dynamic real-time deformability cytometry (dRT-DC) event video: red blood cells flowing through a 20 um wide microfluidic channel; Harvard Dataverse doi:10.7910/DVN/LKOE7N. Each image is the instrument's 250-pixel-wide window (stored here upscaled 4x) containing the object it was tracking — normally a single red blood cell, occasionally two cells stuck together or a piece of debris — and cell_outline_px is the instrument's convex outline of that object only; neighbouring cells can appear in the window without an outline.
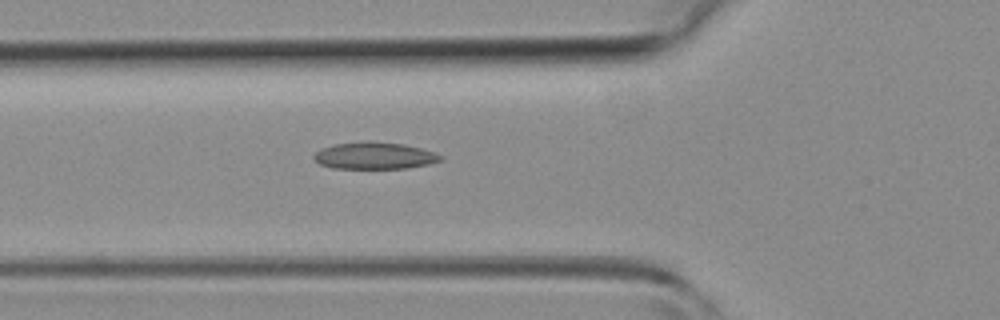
{"species": "common noctule bat (a hibernating species)", "species_latin": "Nyctalus noctula", "temperature_condition": "room temperature", "stored_images_in_passage": 44, "camera_frame_rate_fps": 3000, "um_per_image_px": 0.085, "animal": {"sex": "female", "body_mass_g": 19.3, "forearm_length_mm": 54.1}, "frame": {"image": 1, "passage_image": 15, "time_ms": 4.667, "image_size_px": [1000, 320], "cell_outline_px": [[444, 160], [428, 164], [408, 168], [332, 168], [320, 164], [312, 156], [316, 152], [324, 148], [336, 144], [368, 140], [404, 144], [420, 148], [444, 156]], "centroid_in_image_um": [31.86, 13.23], "position_along_channel_um": 93.9, "area_um2": 19.83}}
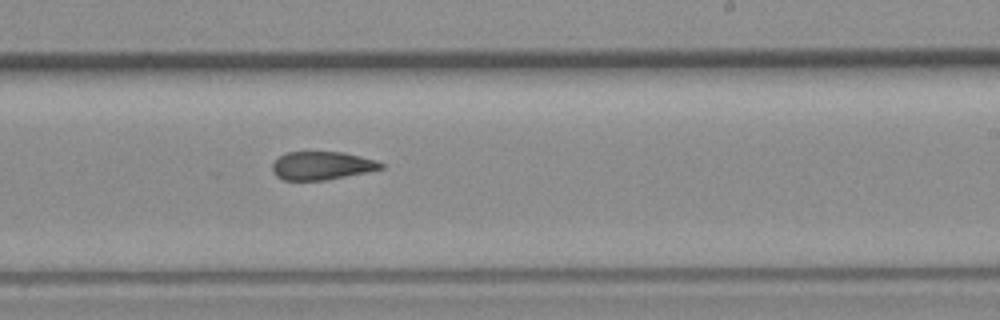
{"frame": {"image": 2, "passage_image": 26, "time_ms": 8.333, "image_size_px": [1000, 320], "cell_outline_px": [[384, 168], [368, 172], [324, 180], [284, 180], [276, 176], [272, 172], [272, 164], [284, 152], [344, 152], [376, 160], [384, 164]], "centroid_in_image_um": [27.35, 14.08], "position_along_channel_um": 261.6, "area_um2": 17.92}}
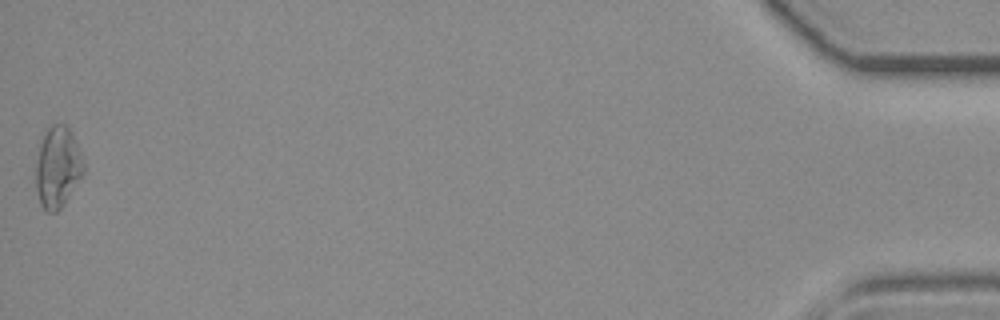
{"frame": {"image": 3, "passage_image": 44, "time_ms": 14.333, "image_size_px": [1000, 320], "cell_outline_px": [[84, 172], [64, 204], [56, 212], [44, 212], [40, 204], [36, 188], [36, 164], [40, 144], [48, 128], [52, 124], [64, 124], [72, 132], [80, 152], [84, 164]], "centroid_in_image_um": [4.9, 14.24], "position_along_channel_um": 430.3, "area_um2": 22.37}}